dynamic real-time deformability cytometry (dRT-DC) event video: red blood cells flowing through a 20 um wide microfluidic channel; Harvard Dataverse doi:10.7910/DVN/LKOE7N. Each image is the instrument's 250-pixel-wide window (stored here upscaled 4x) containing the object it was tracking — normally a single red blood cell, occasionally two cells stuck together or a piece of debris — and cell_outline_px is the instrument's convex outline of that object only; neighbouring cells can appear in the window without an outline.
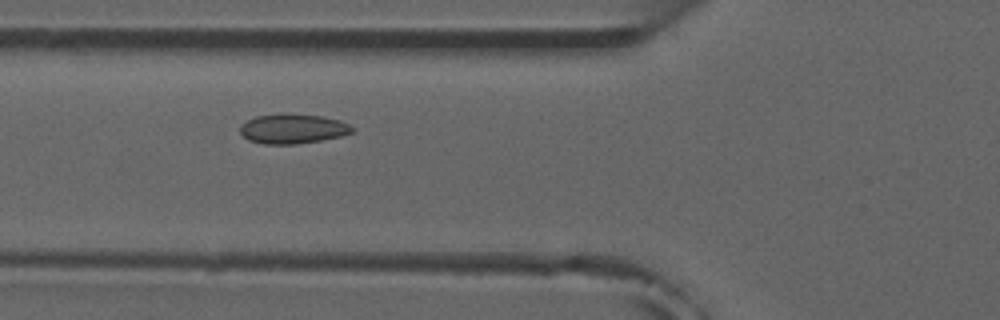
{"species": "common noctule bat (a hibernating species)", "species_latin": "Nyctalus noctula", "temperature_condition": "room temperature", "stored_images_in_passage": 7, "camera_frame_rate_fps": 3000, "um_per_image_px": 0.085, "animal": {"sex": "male", "forearm_length_mm": 52.5}, "frame": {"image": 1, "passage_image": 2, "time_ms": 1.0, "image_size_px": [1000, 320], "cell_outline_px": [[352, 132], [340, 136], [320, 140], [296, 144], [264, 144], [248, 140], [240, 132], [240, 124], [256, 116], [280, 112], [320, 116], [340, 120], [348, 124], [352, 128]], "centroid_in_image_um": [24.83, 10.93], "position_along_channel_um": 101.0, "area_um2": 19.42}}
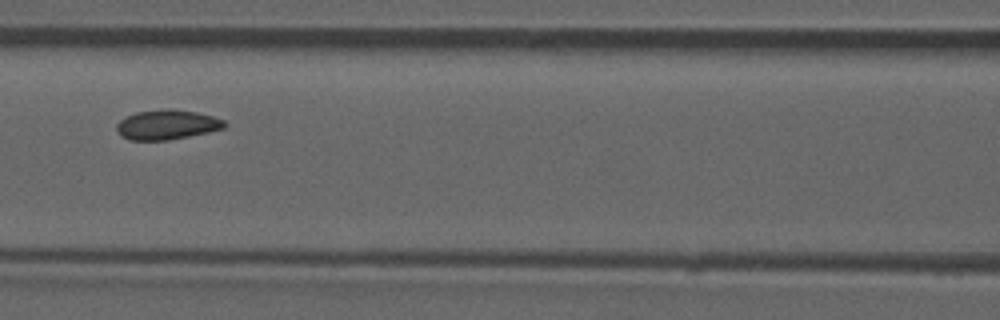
{"frame": {"image": 2, "passage_image": 3, "time_ms": 2.333, "image_size_px": [1000, 320], "cell_outline_px": [[228, 124], [224, 128], [208, 132], [168, 140], [128, 140], [120, 136], [116, 132], [116, 124], [120, 120], [136, 112], [164, 108], [168, 108], [196, 112], [212, 116], [224, 120]], "centroid_in_image_um": [14.16, 10.6], "position_along_channel_um": 152.4, "area_um2": 18.79}}